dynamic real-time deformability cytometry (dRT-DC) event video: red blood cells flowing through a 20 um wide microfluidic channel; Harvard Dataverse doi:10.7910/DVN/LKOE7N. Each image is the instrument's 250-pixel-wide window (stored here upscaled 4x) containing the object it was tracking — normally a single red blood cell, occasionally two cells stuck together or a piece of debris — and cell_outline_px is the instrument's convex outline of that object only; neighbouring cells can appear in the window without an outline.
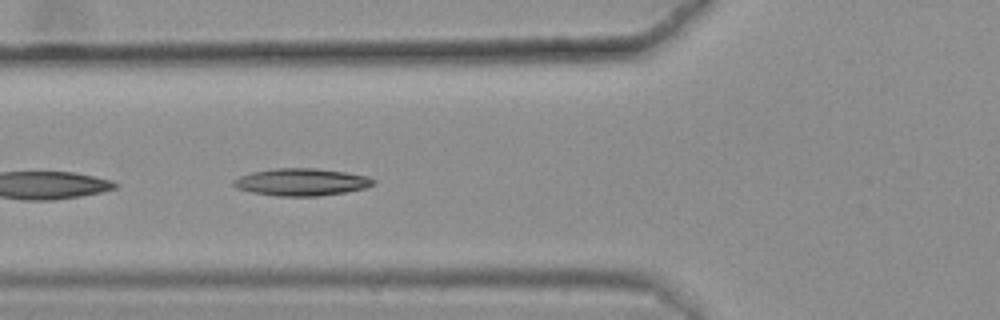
{"species": "common noctule bat (a hibernating species)", "species_latin": "Nyctalus noctula", "temperature_condition": "warm", "stored_images_in_passage": 13, "camera_frame_rate_fps": 3000, "um_per_image_px": 0.085, "animal": {"sex": "female", "body_mass_g": 25.1}, "frame": {"image": 1, "passage_image": 4, "time_ms": 1.0, "image_size_px": [1000, 320], "cell_outline_px": [[376, 180], [372, 184], [364, 188], [344, 192], [320, 196], [276, 196], [252, 192], [236, 188], [232, 184], [232, 180], [240, 176], [252, 172], [276, 168], [316, 168], [344, 172], [368, 176]], "centroid_in_image_um": [25.59, 15.47], "position_along_channel_um": 100.2, "area_um2": 22.14}}
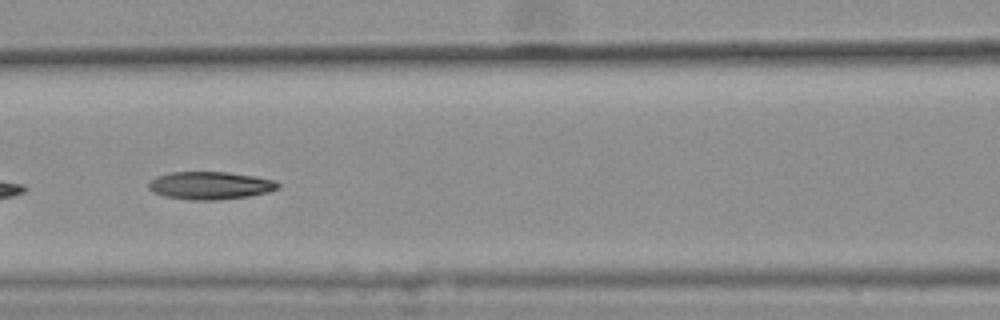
{"frame": {"image": 2, "passage_image": 8, "time_ms": 2.333, "image_size_px": [1000, 320], "cell_outline_px": [[280, 188], [268, 192], [248, 196], [216, 200], [192, 200], [164, 196], [152, 192], [148, 188], [148, 184], [156, 176], [172, 172], [228, 172], [276, 180], [280, 184]], "centroid_in_image_um": [17.87, 15.77], "position_along_channel_um": 148.7, "area_um2": 20.92}}